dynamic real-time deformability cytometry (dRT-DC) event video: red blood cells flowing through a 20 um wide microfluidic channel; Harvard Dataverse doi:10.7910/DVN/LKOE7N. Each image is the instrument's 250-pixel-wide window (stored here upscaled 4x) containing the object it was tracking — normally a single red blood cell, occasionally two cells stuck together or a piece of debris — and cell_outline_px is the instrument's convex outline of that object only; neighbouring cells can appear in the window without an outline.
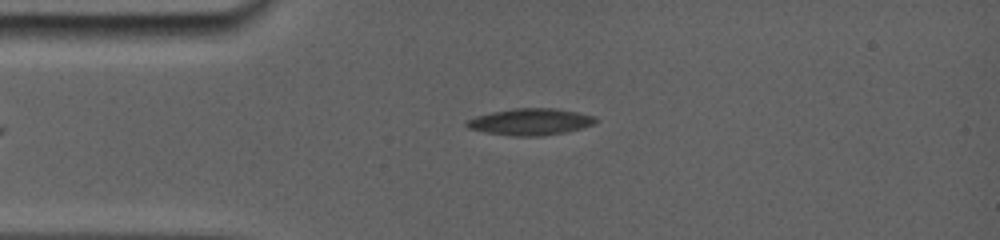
{"species": "common noctule bat (a hibernating species)", "species_latin": "Nyctalus noctula", "temperature_condition": "room temperature", "stored_images_in_passage": 21, "camera_frame_rate_fps": 5000, "um_per_image_px": 0.085, "animal": {"sex": "female", "body_mass_g": 19.0, "forearm_length_mm": 56.7}, "frame": {"image": 1, "passage_image": 1, "time_ms": 0.0, "image_size_px": [1000, 240], "cell_outline_px": [[596, 120], [592, 124], [580, 128], [560, 132], [492, 132], [468, 128], [464, 124], [468, 120], [476, 116], [492, 112], [512, 108], [552, 108], [576, 112], [592, 116]], "centroid_in_image_um": [45.05, 10.26], "position_along_channel_um": 39.9, "area_um2": 17.98}}
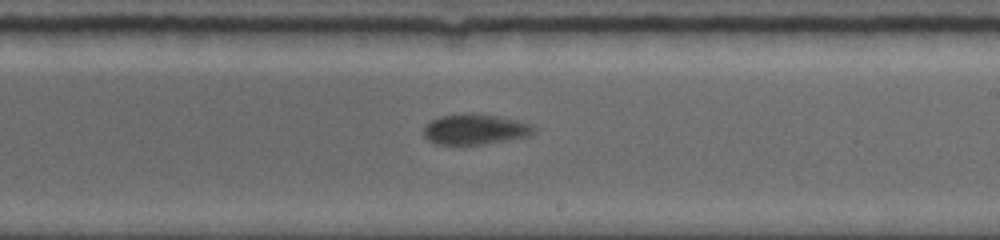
{"frame": {"image": 2, "passage_image": 11, "time_ms": 6.0, "image_size_px": [1000, 240], "cell_outline_px": [[536, 132], [528, 136], [484, 144], [436, 144], [428, 140], [424, 136], [424, 128], [432, 120], [440, 116], [464, 112], [472, 112], [496, 116], [516, 120], [528, 124], [536, 128]], "centroid_in_image_um": [40.36, 10.98], "position_along_channel_um": 248.6, "area_um2": 19.48}}
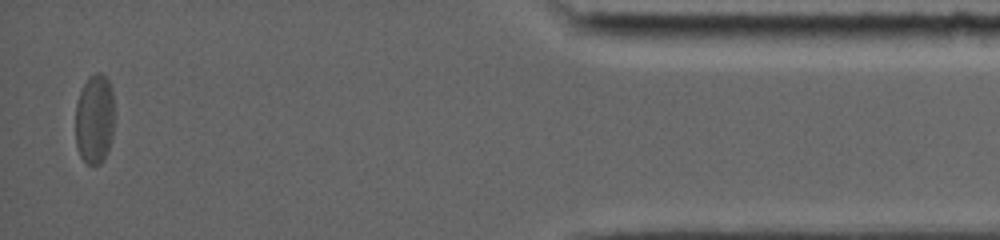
{"frame": {"image": 3, "passage_image": 21, "time_ms": 12.2, "image_size_px": [1000, 240], "cell_outline_px": [[112, 136], [108, 152], [104, 160], [100, 164], [88, 164], [80, 156], [76, 148], [76, 104], [80, 88], [96, 72], [100, 72], [108, 80], [112, 88]], "centroid_in_image_um": [8.02, 10.15], "position_along_channel_um": 427.2, "area_um2": 20.29}}